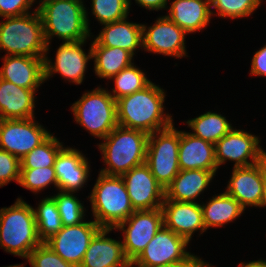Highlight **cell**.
Returning <instances> with one entry per match:
<instances>
[{"label": "cell", "mask_w": 266, "mask_h": 267, "mask_svg": "<svg viewBox=\"0 0 266 267\" xmlns=\"http://www.w3.org/2000/svg\"><path fill=\"white\" fill-rule=\"evenodd\" d=\"M165 96V90L151 82L144 89L117 99L118 125L148 134L171 126L172 115L164 112Z\"/></svg>", "instance_id": "1"}, {"label": "cell", "mask_w": 266, "mask_h": 267, "mask_svg": "<svg viewBox=\"0 0 266 267\" xmlns=\"http://www.w3.org/2000/svg\"><path fill=\"white\" fill-rule=\"evenodd\" d=\"M84 2L76 0H39L37 11L42 20L46 55L55 36L62 42H76L90 38L88 11Z\"/></svg>", "instance_id": "2"}, {"label": "cell", "mask_w": 266, "mask_h": 267, "mask_svg": "<svg viewBox=\"0 0 266 267\" xmlns=\"http://www.w3.org/2000/svg\"><path fill=\"white\" fill-rule=\"evenodd\" d=\"M149 134L117 125L102 142L97 144L105 167L100 173L122 176L145 163Z\"/></svg>", "instance_id": "3"}, {"label": "cell", "mask_w": 266, "mask_h": 267, "mask_svg": "<svg viewBox=\"0 0 266 267\" xmlns=\"http://www.w3.org/2000/svg\"><path fill=\"white\" fill-rule=\"evenodd\" d=\"M41 243L31 205L20 197L10 207L0 209V247L4 251L27 259Z\"/></svg>", "instance_id": "4"}, {"label": "cell", "mask_w": 266, "mask_h": 267, "mask_svg": "<svg viewBox=\"0 0 266 267\" xmlns=\"http://www.w3.org/2000/svg\"><path fill=\"white\" fill-rule=\"evenodd\" d=\"M90 193L88 200L91 203L93 220L101 228L114 229L135 211L121 176L99 172Z\"/></svg>", "instance_id": "5"}, {"label": "cell", "mask_w": 266, "mask_h": 267, "mask_svg": "<svg viewBox=\"0 0 266 267\" xmlns=\"http://www.w3.org/2000/svg\"><path fill=\"white\" fill-rule=\"evenodd\" d=\"M0 22V51L5 55L45 58V41L42 20L37 8L21 16L5 17Z\"/></svg>", "instance_id": "6"}, {"label": "cell", "mask_w": 266, "mask_h": 267, "mask_svg": "<svg viewBox=\"0 0 266 267\" xmlns=\"http://www.w3.org/2000/svg\"><path fill=\"white\" fill-rule=\"evenodd\" d=\"M74 120L95 138H105L117 125L116 100L105 88L86 91L70 107Z\"/></svg>", "instance_id": "7"}, {"label": "cell", "mask_w": 266, "mask_h": 267, "mask_svg": "<svg viewBox=\"0 0 266 267\" xmlns=\"http://www.w3.org/2000/svg\"><path fill=\"white\" fill-rule=\"evenodd\" d=\"M179 143L180 131L175 128L174 123L165 129L149 134L148 137L145 164L164 189L180 171Z\"/></svg>", "instance_id": "8"}, {"label": "cell", "mask_w": 266, "mask_h": 267, "mask_svg": "<svg viewBox=\"0 0 266 267\" xmlns=\"http://www.w3.org/2000/svg\"><path fill=\"white\" fill-rule=\"evenodd\" d=\"M189 242L164 225L158 230L131 267H174L189 263L196 255L188 252Z\"/></svg>", "instance_id": "9"}, {"label": "cell", "mask_w": 266, "mask_h": 267, "mask_svg": "<svg viewBox=\"0 0 266 267\" xmlns=\"http://www.w3.org/2000/svg\"><path fill=\"white\" fill-rule=\"evenodd\" d=\"M164 225L162 208L134 211L114 230L122 231L125 256L132 263Z\"/></svg>", "instance_id": "10"}, {"label": "cell", "mask_w": 266, "mask_h": 267, "mask_svg": "<svg viewBox=\"0 0 266 267\" xmlns=\"http://www.w3.org/2000/svg\"><path fill=\"white\" fill-rule=\"evenodd\" d=\"M260 138L243 129L233 128L215 143L217 167L233 161L232 168L248 167L259 163L266 157V150L260 146Z\"/></svg>", "instance_id": "11"}, {"label": "cell", "mask_w": 266, "mask_h": 267, "mask_svg": "<svg viewBox=\"0 0 266 267\" xmlns=\"http://www.w3.org/2000/svg\"><path fill=\"white\" fill-rule=\"evenodd\" d=\"M50 134L34 118L2 119L0 120V149L21 160Z\"/></svg>", "instance_id": "12"}, {"label": "cell", "mask_w": 266, "mask_h": 267, "mask_svg": "<svg viewBox=\"0 0 266 267\" xmlns=\"http://www.w3.org/2000/svg\"><path fill=\"white\" fill-rule=\"evenodd\" d=\"M87 40L63 42L56 51L54 62L46 55L44 58L45 81L54 74L60 73L64 80L76 85L82 84L87 64L92 59L91 46L88 53L82 48Z\"/></svg>", "instance_id": "13"}, {"label": "cell", "mask_w": 266, "mask_h": 267, "mask_svg": "<svg viewBox=\"0 0 266 267\" xmlns=\"http://www.w3.org/2000/svg\"><path fill=\"white\" fill-rule=\"evenodd\" d=\"M187 33L166 15L159 16L152 26L142 24L144 51L164 56L188 57L186 52Z\"/></svg>", "instance_id": "14"}, {"label": "cell", "mask_w": 266, "mask_h": 267, "mask_svg": "<svg viewBox=\"0 0 266 267\" xmlns=\"http://www.w3.org/2000/svg\"><path fill=\"white\" fill-rule=\"evenodd\" d=\"M101 227L94 221H83L63 228L45 243L66 262L81 265L90 241Z\"/></svg>", "instance_id": "15"}, {"label": "cell", "mask_w": 266, "mask_h": 267, "mask_svg": "<svg viewBox=\"0 0 266 267\" xmlns=\"http://www.w3.org/2000/svg\"><path fill=\"white\" fill-rule=\"evenodd\" d=\"M121 177L135 211L162 207L165 200V189L155 179L145 163L132 168Z\"/></svg>", "instance_id": "16"}, {"label": "cell", "mask_w": 266, "mask_h": 267, "mask_svg": "<svg viewBox=\"0 0 266 267\" xmlns=\"http://www.w3.org/2000/svg\"><path fill=\"white\" fill-rule=\"evenodd\" d=\"M161 208L164 226L188 242L196 231L200 230L199 235L206 232L202 208L198 201L194 203L164 200Z\"/></svg>", "instance_id": "17"}, {"label": "cell", "mask_w": 266, "mask_h": 267, "mask_svg": "<svg viewBox=\"0 0 266 267\" xmlns=\"http://www.w3.org/2000/svg\"><path fill=\"white\" fill-rule=\"evenodd\" d=\"M58 191L77 192L87 185L90 176L88 158L76 148L64 147L54 164Z\"/></svg>", "instance_id": "18"}, {"label": "cell", "mask_w": 266, "mask_h": 267, "mask_svg": "<svg viewBox=\"0 0 266 267\" xmlns=\"http://www.w3.org/2000/svg\"><path fill=\"white\" fill-rule=\"evenodd\" d=\"M224 192L235 198L244 209L259 207L263 196L262 161L248 167L233 168Z\"/></svg>", "instance_id": "19"}, {"label": "cell", "mask_w": 266, "mask_h": 267, "mask_svg": "<svg viewBox=\"0 0 266 267\" xmlns=\"http://www.w3.org/2000/svg\"><path fill=\"white\" fill-rule=\"evenodd\" d=\"M113 228H101L90 241L79 267H131L122 241L107 237Z\"/></svg>", "instance_id": "20"}, {"label": "cell", "mask_w": 266, "mask_h": 267, "mask_svg": "<svg viewBox=\"0 0 266 267\" xmlns=\"http://www.w3.org/2000/svg\"><path fill=\"white\" fill-rule=\"evenodd\" d=\"M0 78L27 89H38L45 82L44 58L4 55Z\"/></svg>", "instance_id": "21"}, {"label": "cell", "mask_w": 266, "mask_h": 267, "mask_svg": "<svg viewBox=\"0 0 266 267\" xmlns=\"http://www.w3.org/2000/svg\"><path fill=\"white\" fill-rule=\"evenodd\" d=\"M178 164L180 170L218 171L215 144L180 130Z\"/></svg>", "instance_id": "22"}, {"label": "cell", "mask_w": 266, "mask_h": 267, "mask_svg": "<svg viewBox=\"0 0 266 267\" xmlns=\"http://www.w3.org/2000/svg\"><path fill=\"white\" fill-rule=\"evenodd\" d=\"M36 91L0 78V120L35 118Z\"/></svg>", "instance_id": "23"}, {"label": "cell", "mask_w": 266, "mask_h": 267, "mask_svg": "<svg viewBox=\"0 0 266 267\" xmlns=\"http://www.w3.org/2000/svg\"><path fill=\"white\" fill-rule=\"evenodd\" d=\"M216 172L203 169L180 170L165 188V200L195 203L209 187Z\"/></svg>", "instance_id": "24"}, {"label": "cell", "mask_w": 266, "mask_h": 267, "mask_svg": "<svg viewBox=\"0 0 266 267\" xmlns=\"http://www.w3.org/2000/svg\"><path fill=\"white\" fill-rule=\"evenodd\" d=\"M166 15L187 34L205 29L211 21L210 0H174Z\"/></svg>", "instance_id": "25"}, {"label": "cell", "mask_w": 266, "mask_h": 267, "mask_svg": "<svg viewBox=\"0 0 266 267\" xmlns=\"http://www.w3.org/2000/svg\"><path fill=\"white\" fill-rule=\"evenodd\" d=\"M127 18L103 24L98 36L93 39L101 46L119 47L134 56L136 50L143 48L142 24L129 22Z\"/></svg>", "instance_id": "26"}, {"label": "cell", "mask_w": 266, "mask_h": 267, "mask_svg": "<svg viewBox=\"0 0 266 267\" xmlns=\"http://www.w3.org/2000/svg\"><path fill=\"white\" fill-rule=\"evenodd\" d=\"M92 60L94 59L95 75L103 79H111L122 69L131 66L133 55L119 47L101 46L95 39L91 42ZM133 60V61H132Z\"/></svg>", "instance_id": "27"}, {"label": "cell", "mask_w": 266, "mask_h": 267, "mask_svg": "<svg viewBox=\"0 0 266 267\" xmlns=\"http://www.w3.org/2000/svg\"><path fill=\"white\" fill-rule=\"evenodd\" d=\"M206 231L211 228L223 227L233 222L244 213L245 209L232 196L222 192L215 194L206 204L200 203Z\"/></svg>", "instance_id": "28"}, {"label": "cell", "mask_w": 266, "mask_h": 267, "mask_svg": "<svg viewBox=\"0 0 266 267\" xmlns=\"http://www.w3.org/2000/svg\"><path fill=\"white\" fill-rule=\"evenodd\" d=\"M191 134L205 141L215 144L234 127L222 114L207 111L186 121Z\"/></svg>", "instance_id": "29"}, {"label": "cell", "mask_w": 266, "mask_h": 267, "mask_svg": "<svg viewBox=\"0 0 266 267\" xmlns=\"http://www.w3.org/2000/svg\"><path fill=\"white\" fill-rule=\"evenodd\" d=\"M34 213L37 232L42 242H46L63 228L55 199L52 196L43 198L38 207L34 209Z\"/></svg>", "instance_id": "30"}, {"label": "cell", "mask_w": 266, "mask_h": 267, "mask_svg": "<svg viewBox=\"0 0 266 267\" xmlns=\"http://www.w3.org/2000/svg\"><path fill=\"white\" fill-rule=\"evenodd\" d=\"M64 147L63 142H60L57 137L50 134L43 142L20 160V169L54 166L56 157Z\"/></svg>", "instance_id": "31"}, {"label": "cell", "mask_w": 266, "mask_h": 267, "mask_svg": "<svg viewBox=\"0 0 266 267\" xmlns=\"http://www.w3.org/2000/svg\"><path fill=\"white\" fill-rule=\"evenodd\" d=\"M134 64L122 69L110 79L114 81V88L109 91V94L115 100L140 91L152 82L147 78V74Z\"/></svg>", "instance_id": "32"}, {"label": "cell", "mask_w": 266, "mask_h": 267, "mask_svg": "<svg viewBox=\"0 0 266 267\" xmlns=\"http://www.w3.org/2000/svg\"><path fill=\"white\" fill-rule=\"evenodd\" d=\"M52 197L55 199L63 226L77 225L84 221L86 209L79 197L75 196V192L59 190Z\"/></svg>", "instance_id": "33"}, {"label": "cell", "mask_w": 266, "mask_h": 267, "mask_svg": "<svg viewBox=\"0 0 266 267\" xmlns=\"http://www.w3.org/2000/svg\"><path fill=\"white\" fill-rule=\"evenodd\" d=\"M91 11L98 23L106 24L128 17L131 0H91Z\"/></svg>", "instance_id": "34"}, {"label": "cell", "mask_w": 266, "mask_h": 267, "mask_svg": "<svg viewBox=\"0 0 266 267\" xmlns=\"http://www.w3.org/2000/svg\"><path fill=\"white\" fill-rule=\"evenodd\" d=\"M262 0H210L212 16L215 14L221 18H245L253 14L261 5Z\"/></svg>", "instance_id": "35"}, {"label": "cell", "mask_w": 266, "mask_h": 267, "mask_svg": "<svg viewBox=\"0 0 266 267\" xmlns=\"http://www.w3.org/2000/svg\"><path fill=\"white\" fill-rule=\"evenodd\" d=\"M20 186L30 190L34 194L53 184L58 190L57 177L54 166L34 169H20Z\"/></svg>", "instance_id": "36"}, {"label": "cell", "mask_w": 266, "mask_h": 267, "mask_svg": "<svg viewBox=\"0 0 266 267\" xmlns=\"http://www.w3.org/2000/svg\"><path fill=\"white\" fill-rule=\"evenodd\" d=\"M26 260L31 267H78L63 260L45 242L34 248Z\"/></svg>", "instance_id": "37"}, {"label": "cell", "mask_w": 266, "mask_h": 267, "mask_svg": "<svg viewBox=\"0 0 266 267\" xmlns=\"http://www.w3.org/2000/svg\"><path fill=\"white\" fill-rule=\"evenodd\" d=\"M20 160L11 153L0 149V187L20 179Z\"/></svg>", "instance_id": "38"}, {"label": "cell", "mask_w": 266, "mask_h": 267, "mask_svg": "<svg viewBox=\"0 0 266 267\" xmlns=\"http://www.w3.org/2000/svg\"><path fill=\"white\" fill-rule=\"evenodd\" d=\"M36 0H0V18L21 16L31 13Z\"/></svg>", "instance_id": "39"}, {"label": "cell", "mask_w": 266, "mask_h": 267, "mask_svg": "<svg viewBox=\"0 0 266 267\" xmlns=\"http://www.w3.org/2000/svg\"><path fill=\"white\" fill-rule=\"evenodd\" d=\"M250 75L266 77V44L254 53L251 60Z\"/></svg>", "instance_id": "40"}, {"label": "cell", "mask_w": 266, "mask_h": 267, "mask_svg": "<svg viewBox=\"0 0 266 267\" xmlns=\"http://www.w3.org/2000/svg\"><path fill=\"white\" fill-rule=\"evenodd\" d=\"M168 1L169 0H135V3H138L139 6L149 11H159L168 8Z\"/></svg>", "instance_id": "41"}, {"label": "cell", "mask_w": 266, "mask_h": 267, "mask_svg": "<svg viewBox=\"0 0 266 267\" xmlns=\"http://www.w3.org/2000/svg\"><path fill=\"white\" fill-rule=\"evenodd\" d=\"M174 267H212L209 262H204L200 256H195L189 263Z\"/></svg>", "instance_id": "42"}, {"label": "cell", "mask_w": 266, "mask_h": 267, "mask_svg": "<svg viewBox=\"0 0 266 267\" xmlns=\"http://www.w3.org/2000/svg\"><path fill=\"white\" fill-rule=\"evenodd\" d=\"M263 196L259 208L266 207V157L262 160Z\"/></svg>", "instance_id": "43"}, {"label": "cell", "mask_w": 266, "mask_h": 267, "mask_svg": "<svg viewBox=\"0 0 266 267\" xmlns=\"http://www.w3.org/2000/svg\"><path fill=\"white\" fill-rule=\"evenodd\" d=\"M239 267H266V261L259 259V260L250 261L248 263L241 262L239 263Z\"/></svg>", "instance_id": "44"}, {"label": "cell", "mask_w": 266, "mask_h": 267, "mask_svg": "<svg viewBox=\"0 0 266 267\" xmlns=\"http://www.w3.org/2000/svg\"><path fill=\"white\" fill-rule=\"evenodd\" d=\"M4 267H25L24 264H16V265H10V266H4Z\"/></svg>", "instance_id": "45"}]
</instances>
